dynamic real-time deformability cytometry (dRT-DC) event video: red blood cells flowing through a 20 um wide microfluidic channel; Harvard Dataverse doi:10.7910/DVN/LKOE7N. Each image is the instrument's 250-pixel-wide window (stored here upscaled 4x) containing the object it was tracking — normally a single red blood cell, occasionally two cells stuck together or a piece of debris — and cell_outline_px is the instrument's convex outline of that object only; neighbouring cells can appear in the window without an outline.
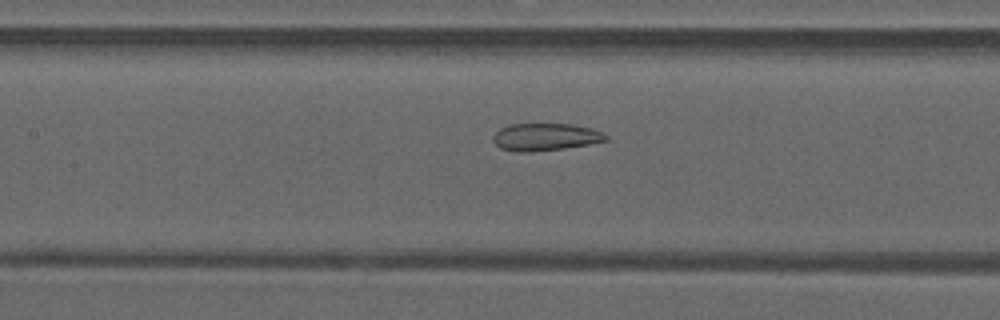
{"species": "common noctule bat (a hibernating species)", "species_latin": "Nyctalus noctula", "temperature_condition": "warm", "stored_images_in_passage": 46, "camera_frame_rate_fps": 3000, "um_per_image_px": 0.085, "animal": {"sex": "male", "forearm_length_mm": 52.5}, "frame": {"image": 1, "passage_image": 20, "time_ms": 6.333, "image_size_px": [1000, 320], "cell_outline_px": [[608, 140], [588, 144], [564, 148], [532, 152], [516, 152], [500, 148], [492, 140], [492, 136], [500, 128], [508, 124], [572, 124], [592, 128], [604, 132], [608, 136]], "centroid_in_image_um": [46.35, 11.64], "position_along_channel_um": 161.1, "area_um2": 18.15}}
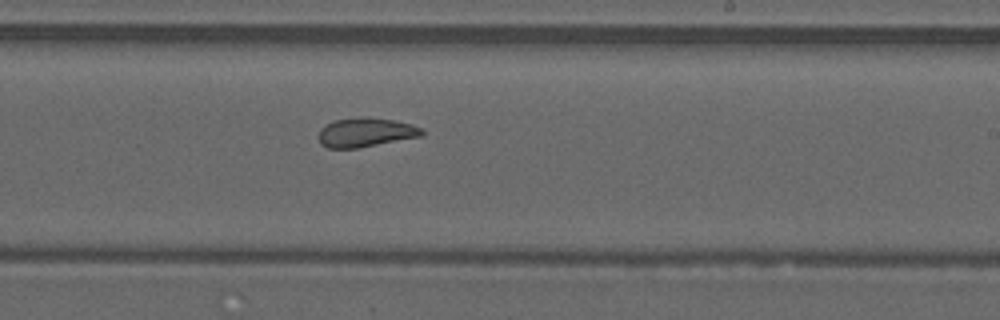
{"frame": {"image": 2, "passage_image": 27, "time_ms": 8.667, "image_size_px": [1000, 320], "cell_outline_px": [[424, 132], [420, 136], [356, 148], [328, 148], [320, 144], [316, 136], [320, 128], [324, 124], [336, 120], [360, 116], [368, 116], [392, 120], [412, 124], [424, 128]], "centroid_in_image_um": [31.02, 11.23], "position_along_channel_um": 258.0, "area_um2": 17.74}}
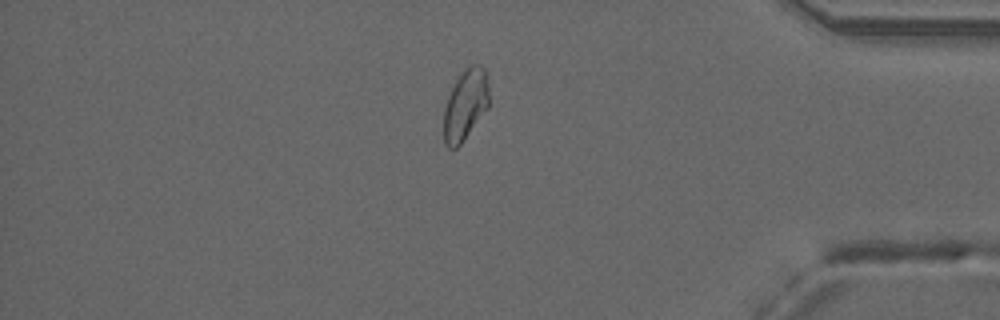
{"frame": {"image": 3, "passage_image": 39, "time_ms": 12.667, "image_size_px": [1000, 320], "cell_outline_px": [[488, 108], [460, 144], [456, 148], [448, 148], [444, 144], [444, 108], [448, 96], [456, 76], [460, 72], [472, 64], [476, 64], [484, 68], [488, 84]], "centroid_in_image_um": [39.54, 8.89], "position_along_channel_um": 395.7, "area_um2": 18.67}, "authors_computed_cell_mechanics": {"area_um2": 19.3919, "velocity_mm_per_s": 4.1825, "shape_relaxation_time_tau1_ms": null, "shape_relaxation_time_tau2_ms": 1.6307, "deformation_change_tau1": null, "deformation_change_tau2": 0.0857}}